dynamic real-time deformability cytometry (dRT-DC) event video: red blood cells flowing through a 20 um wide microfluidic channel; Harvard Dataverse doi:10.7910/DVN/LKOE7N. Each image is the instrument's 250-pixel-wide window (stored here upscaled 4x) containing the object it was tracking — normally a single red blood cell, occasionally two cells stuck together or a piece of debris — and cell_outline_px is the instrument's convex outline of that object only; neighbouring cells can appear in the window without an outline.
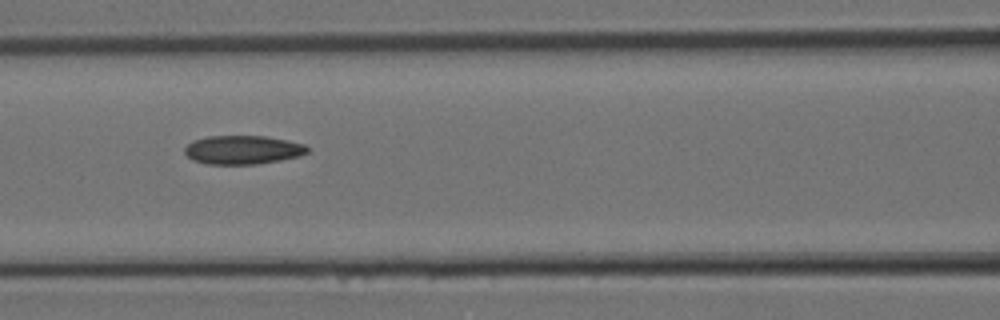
{"species": "Egyptian fruit bat (a non-hibernating species)", "species_latin": "Rousettus aegyptiacus", "temperature_condition": "room temperature", "stored_images_in_passage": 3, "camera_frame_rate_fps": 3000, "um_per_image_px": 0.085, "animal": {"sex": "female"}, "frame": {"image": 1, "passage_image": 3, "time_ms": 0.667, "image_size_px": [1000, 320], "cell_outline_px": [[308, 152], [300, 156], [280, 160], [256, 164], [208, 164], [192, 160], [184, 152], [184, 148], [192, 140], [208, 136], [264, 136], [288, 140], [304, 144], [308, 148]], "centroid_in_image_um": [20.62, 12.73], "position_along_channel_um": 146.0, "area_um2": 20.58}}